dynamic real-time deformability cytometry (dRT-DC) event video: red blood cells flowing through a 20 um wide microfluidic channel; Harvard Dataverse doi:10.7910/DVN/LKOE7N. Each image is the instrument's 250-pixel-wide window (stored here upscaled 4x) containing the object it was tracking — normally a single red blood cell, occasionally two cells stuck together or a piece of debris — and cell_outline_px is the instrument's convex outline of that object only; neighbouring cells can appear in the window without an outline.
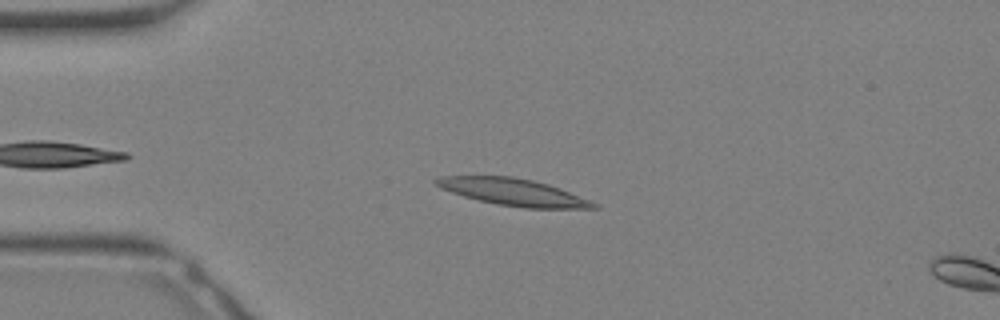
{"species": "Egyptian fruit bat (a non-hibernating species)", "species_latin": "Rousettus aegyptiacus", "temperature_condition": "warm", "stored_images_in_passage": 6, "camera_frame_rate_fps": 3000, "um_per_image_px": 0.085, "animal": {"sex": "female"}, "frame": {"image": 1, "passage_image": 4, "time_ms": 1.0, "image_size_px": [1000, 320], "cell_outline_px": [[600, 208], [524, 208], [500, 204], [480, 200], [464, 196], [440, 188], [432, 180], [440, 176], [512, 176], [532, 180], [548, 184], [560, 188], [600, 204]], "centroid_in_image_um": [43.65, 16.32], "position_along_channel_um": 41.3, "area_um2": 24.57}}